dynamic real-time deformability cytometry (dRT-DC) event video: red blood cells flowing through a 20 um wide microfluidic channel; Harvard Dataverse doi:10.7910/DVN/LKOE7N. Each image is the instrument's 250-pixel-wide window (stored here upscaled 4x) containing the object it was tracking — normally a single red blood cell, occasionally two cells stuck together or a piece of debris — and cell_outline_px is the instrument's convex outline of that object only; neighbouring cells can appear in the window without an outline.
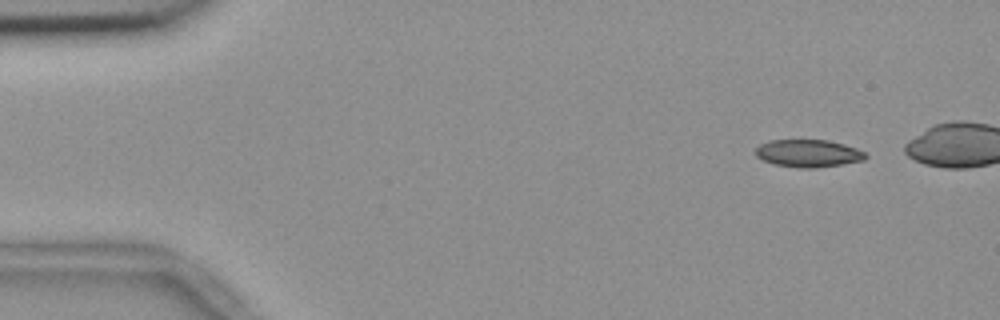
{"species": "common noctule bat (a hibernating species)", "species_latin": "Nyctalus noctula", "temperature_condition": "room temperature", "stored_images_in_passage": 44, "camera_frame_rate_fps": 3000, "um_per_image_px": 0.085, "animal": {"sex": "female", "body_mass_g": 18.4}, "frame": {"image": 1, "passage_image": 1, "time_ms": 0.0, "image_size_px": [1000, 320], "cell_outline_px": [[868, 156], [864, 160], [816, 168], [800, 168], [772, 164], [756, 156], [756, 148], [760, 144], [768, 140], [828, 140], [844, 144], [856, 148], [864, 152]], "centroid_in_image_um": [68.69, 13.03], "position_along_channel_um": 16.3, "area_um2": 17.63}}
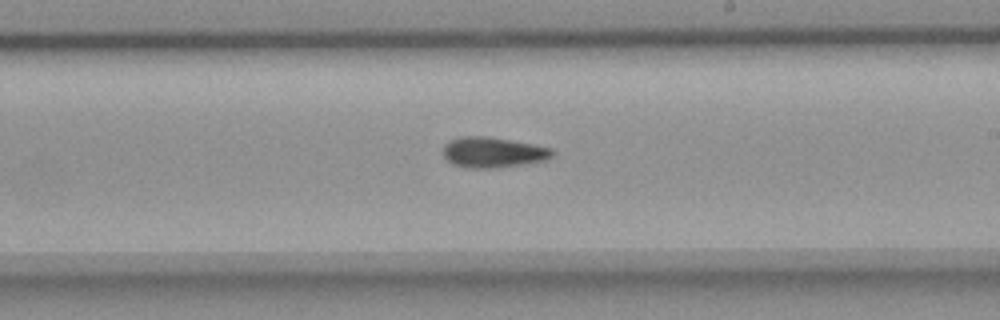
{"frame": {"image": 2, "passage_image": 28, "time_ms": 9.0, "image_size_px": [1000, 320], "cell_outline_px": [[556, 152], [548, 160], [524, 164], [496, 168], [464, 168], [452, 164], [444, 156], [444, 144], [448, 140], [460, 136], [484, 136], [532, 144], [552, 148]], "centroid_in_image_um": [41.9, 12.96], "position_along_channel_um": 247.1, "area_um2": 19.54}}
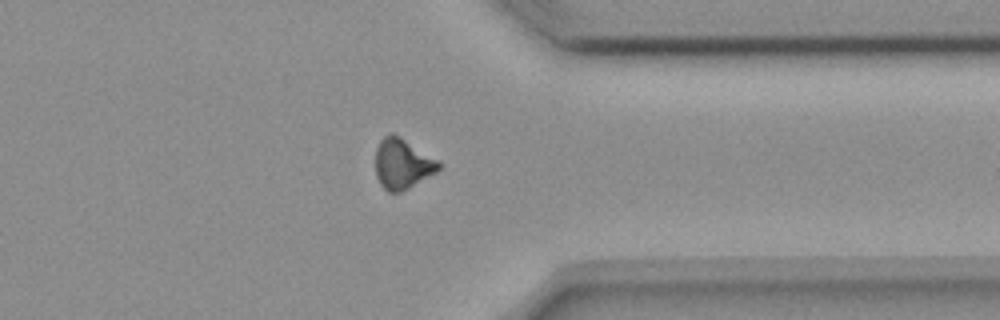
{"frame": {"image": 3, "passage_image": 39, "time_ms": 12.667, "image_size_px": [1000, 320], "cell_outline_px": [[440, 168], [436, 172], [400, 192], [388, 192], [380, 184], [376, 176], [376, 148], [380, 140], [384, 136], [392, 132], [400, 136], [440, 160]], "centroid_in_image_um": [34.2, 13.89], "position_along_channel_um": 377.2, "area_um2": 18.55}, "authors_computed_cell_mechanics": {"area_um2": 18.7561, "velocity_mm_per_s": 3.6966, "shape_relaxation_time_tau1_ms": 10.618, "shape_relaxation_time_tau2_ms": 10.2781, "deformation_change_tau1": 0.1971, "deformation_change_tau2": 0.1749}}